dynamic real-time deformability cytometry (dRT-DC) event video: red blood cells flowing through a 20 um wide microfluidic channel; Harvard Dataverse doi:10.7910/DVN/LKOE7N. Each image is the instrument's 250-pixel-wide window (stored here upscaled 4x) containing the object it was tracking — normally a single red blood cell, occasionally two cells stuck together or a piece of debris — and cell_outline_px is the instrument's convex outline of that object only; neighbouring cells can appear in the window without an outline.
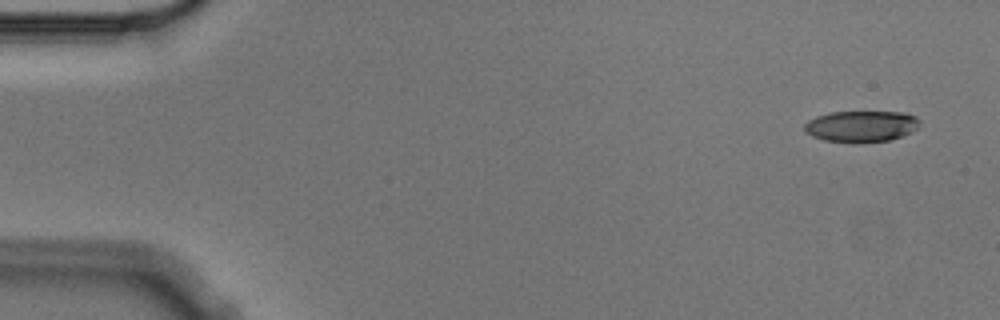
{"species": "Egyptian fruit bat (a non-hibernating species)", "species_latin": "Rousettus aegyptiacus", "temperature_condition": "cold", "stored_images_in_passage": 6, "camera_frame_rate_fps": 3000, "um_per_image_px": 0.085, "animal": {"sex": "male"}, "frame": {"image": 1, "passage_image": 1, "time_ms": 0.0, "image_size_px": [1000, 320], "cell_outline_px": [[920, 128], [904, 136], [888, 140], [824, 140], [812, 136], [804, 132], [804, 124], [808, 120], [816, 116], [832, 112], [904, 112], [916, 116], [920, 120]], "centroid_in_image_um": [73.25, 10.69], "position_along_channel_um": 11.7, "area_um2": 20.58}}
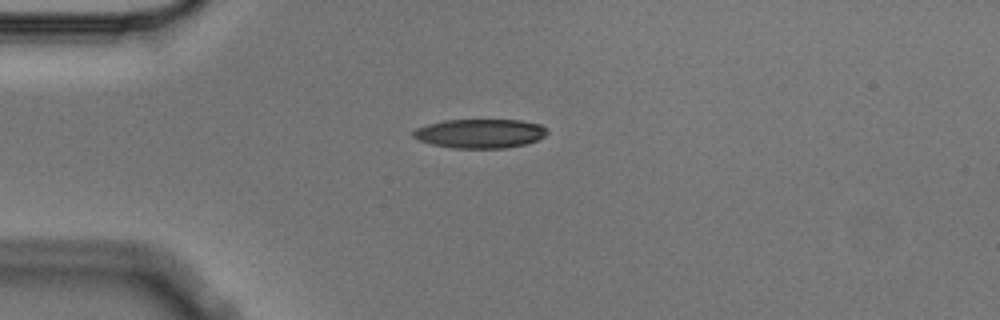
{"frame": {"image": 2, "passage_image": 4, "time_ms": 1.0, "image_size_px": [1000, 320], "cell_outline_px": [[548, 132], [544, 136], [528, 144], [504, 148], [452, 148], [432, 144], [420, 140], [412, 136], [412, 132], [416, 128], [428, 124], [444, 120], [520, 120], [540, 124]], "centroid_in_image_um": [40.8, 11.35], "position_along_channel_um": 44.2, "area_um2": 22.66}}
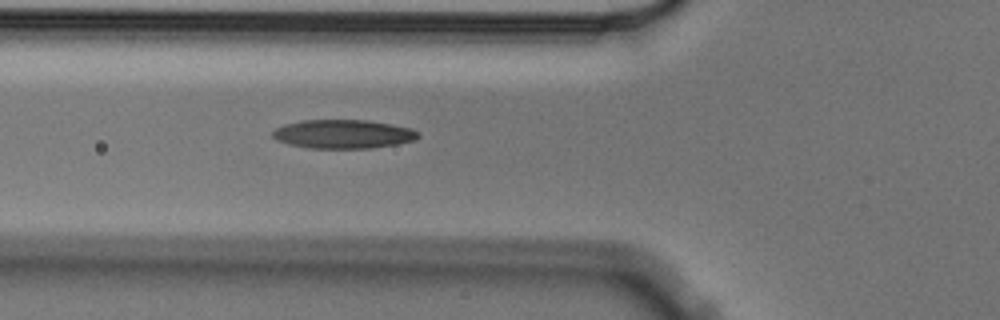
{"frame": {"image": 3, "passage_image": 6, "time_ms": 1.667, "image_size_px": [1000, 320], "cell_outline_px": [[420, 136], [416, 140], [396, 144], [372, 148], [308, 148], [288, 144], [276, 140], [272, 136], [272, 132], [276, 128], [284, 124], [304, 120], [368, 120], [392, 124], [412, 128], [420, 132]], "centroid_in_image_um": [29.19, 11.39], "position_along_channel_um": 96.6, "area_um2": 24.62}}